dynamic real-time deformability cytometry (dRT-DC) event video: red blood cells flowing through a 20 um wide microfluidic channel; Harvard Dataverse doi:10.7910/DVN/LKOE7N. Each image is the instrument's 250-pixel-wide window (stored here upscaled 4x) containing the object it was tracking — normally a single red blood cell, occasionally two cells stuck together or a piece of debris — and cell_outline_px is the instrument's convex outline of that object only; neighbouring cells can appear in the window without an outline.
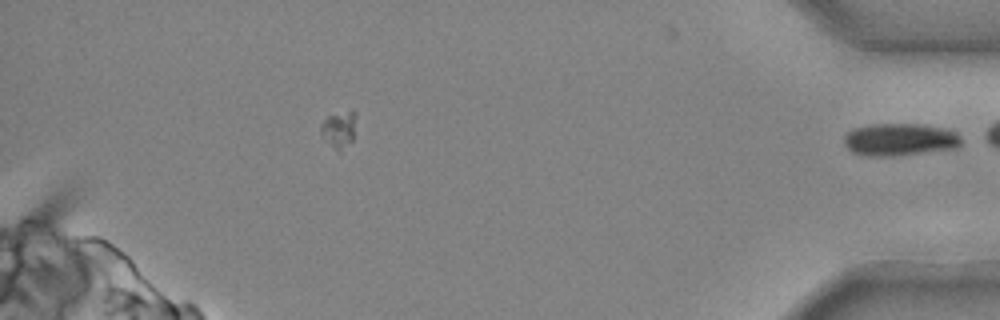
{"species": "common noctule bat (a hibernating species)", "species_latin": "Nyctalus noctula", "temperature_condition": "cold", "stored_images_in_passage": 31, "camera_frame_rate_fps": 3000, "um_per_image_px": 0.085, "animal": {"sex": "male", "body_mass_g": 20.4}, "frame": {"image": 1, "passage_image": 31, "time_ms": 10.0, "image_size_px": [1000, 320], "cell_outline_px": [[960, 144], [956, 148], [892, 156], [864, 156], [852, 152], [844, 144], [844, 136], [848, 132], [856, 128], [876, 124], [920, 124], [944, 128], [956, 132], [960, 136]], "centroid_in_image_um": [76.47, 11.87], "position_along_channel_um": 358.7, "area_um2": 21.96}}